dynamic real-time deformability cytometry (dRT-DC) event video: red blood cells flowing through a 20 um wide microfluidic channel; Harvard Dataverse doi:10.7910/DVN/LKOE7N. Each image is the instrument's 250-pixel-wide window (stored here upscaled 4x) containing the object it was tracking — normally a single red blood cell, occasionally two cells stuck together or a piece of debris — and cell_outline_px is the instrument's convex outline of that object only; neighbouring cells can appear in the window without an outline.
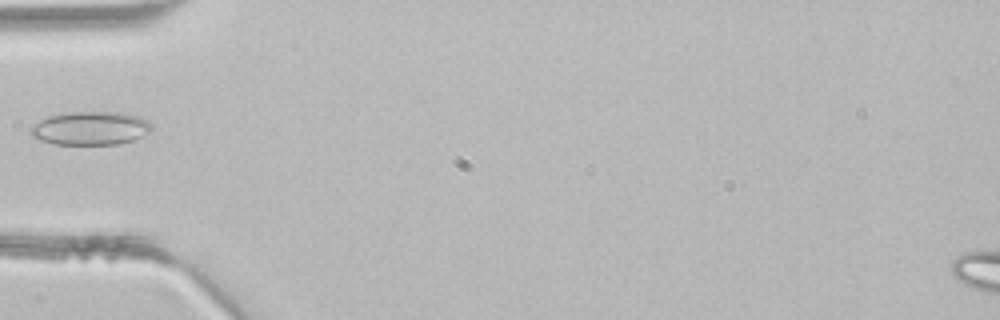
{"species": "common noctule bat (a hibernating species)", "species_latin": "Nyctalus noctula", "temperature_condition": "room temperature", "stored_images_in_passage": 3, "camera_frame_rate_fps": 3000, "um_per_image_px": 0.085, "animal": {"sex": "male", "body_mass_g": 21.5, "forearm_length_mm": 52.0}, "frame": {"image": 1, "passage_image": 3, "time_ms": 0.667, "image_size_px": [1000, 320], "cell_outline_px": [[152, 128], [144, 136], [132, 140], [116, 144], [52, 144], [40, 140], [32, 136], [32, 124], [48, 116], [68, 112], [124, 112], [140, 116], [148, 120], [152, 124]], "centroid_in_image_um": [7.72, 10.89], "position_along_channel_um": 77.3, "area_um2": 23.7}}